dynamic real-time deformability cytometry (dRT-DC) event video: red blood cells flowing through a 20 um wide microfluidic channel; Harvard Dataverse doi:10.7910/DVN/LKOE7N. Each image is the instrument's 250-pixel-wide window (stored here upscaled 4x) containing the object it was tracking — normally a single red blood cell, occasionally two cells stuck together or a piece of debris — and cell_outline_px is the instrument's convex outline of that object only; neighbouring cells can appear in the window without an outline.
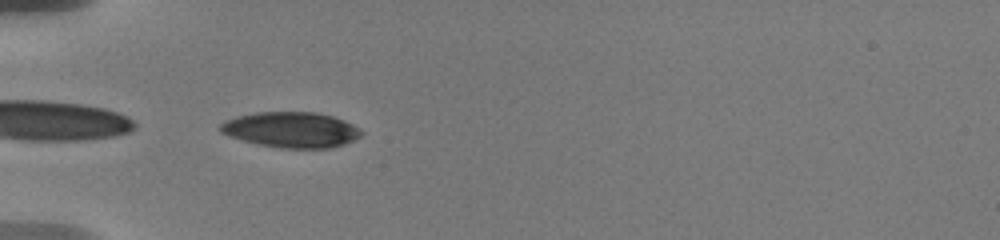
{"species": "human", "species_latin": "Homo sapiens", "temperature_condition": "warm", "stored_images_in_passage": 2, "camera_frame_rate_fps": 3000, "um_per_image_px": 0.085, "donor": {"sex": "male"}, "frame": {"image": 1, "passage_image": 1, "time_ms": 0.0, "image_size_px": [1000, 240], "cell_outline_px": [[364, 132], [360, 136], [344, 144], [332, 148], [280, 148], [256, 144], [228, 136], [220, 132], [220, 124], [236, 116], [256, 112], [316, 112], [332, 116], [344, 120], [360, 128]], "centroid_in_image_um": [24.76, 11.03], "position_along_channel_um": 60.2, "area_um2": 29.3}}